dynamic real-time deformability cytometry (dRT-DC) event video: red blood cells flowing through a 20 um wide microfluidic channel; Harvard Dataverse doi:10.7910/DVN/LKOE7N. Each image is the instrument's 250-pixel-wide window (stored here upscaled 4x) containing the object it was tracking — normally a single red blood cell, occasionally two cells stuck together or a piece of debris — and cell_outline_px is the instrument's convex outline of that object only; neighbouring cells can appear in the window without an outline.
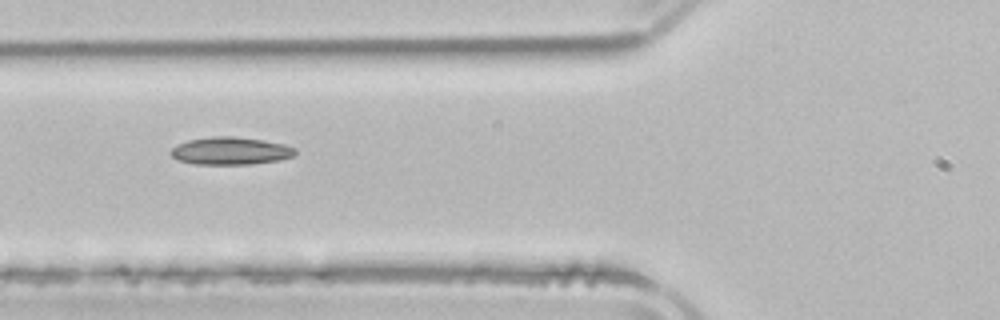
{"species": "common noctule bat (a hibernating species)", "species_latin": "Nyctalus noctula", "temperature_condition": "room temperature", "stored_images_in_passage": 4, "camera_frame_rate_fps": 3000, "um_per_image_px": 0.085, "animal": {"sex": "male", "body_mass_g": 21.5, "forearm_length_mm": 52.0}, "frame": {"image": 1, "passage_image": 2, "time_ms": 1.0, "image_size_px": [1000, 320], "cell_outline_px": [[296, 156], [276, 160], [252, 164], [196, 164], [176, 160], [168, 152], [176, 144], [188, 140], [212, 136], [236, 136], [264, 140], [284, 144], [296, 148]], "centroid_in_image_um": [19.58, 12.82], "position_along_channel_um": 106.2, "area_um2": 20.23}}
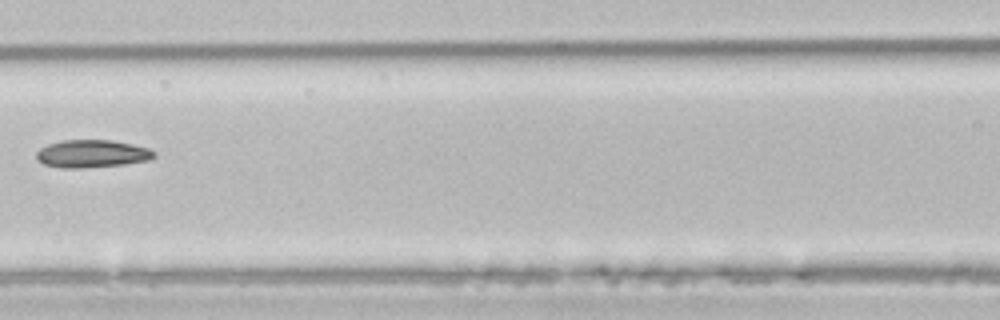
{"frame": {"image": 2, "passage_image": 3, "time_ms": 2.333, "image_size_px": [1000, 320], "cell_outline_px": [[156, 156], [148, 160], [124, 164], [80, 168], [60, 168], [44, 164], [36, 160], [36, 152], [40, 148], [48, 144], [60, 140], [112, 140], [132, 144], [148, 148], [156, 152]], "centroid_in_image_um": [7.79, 13.06], "position_along_channel_um": 158.8, "area_um2": 19.07}}
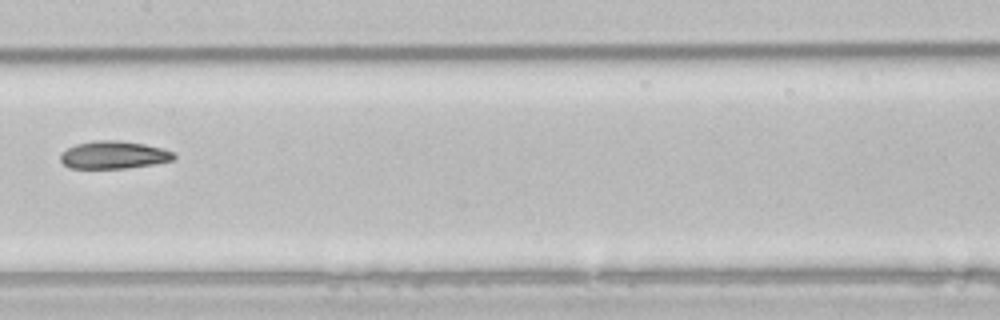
{"frame": {"image": 3, "passage_image": 4, "time_ms": 3.333, "image_size_px": [1000, 320], "cell_outline_px": [[176, 156], [172, 160], [152, 164], [124, 168], [68, 168], [60, 160], [60, 156], [68, 148], [76, 144], [96, 140], [120, 140], [144, 144], [164, 148], [172, 152]], "centroid_in_image_um": [9.66, 13.16], "position_along_channel_um": 197.7, "area_um2": 18.15}}